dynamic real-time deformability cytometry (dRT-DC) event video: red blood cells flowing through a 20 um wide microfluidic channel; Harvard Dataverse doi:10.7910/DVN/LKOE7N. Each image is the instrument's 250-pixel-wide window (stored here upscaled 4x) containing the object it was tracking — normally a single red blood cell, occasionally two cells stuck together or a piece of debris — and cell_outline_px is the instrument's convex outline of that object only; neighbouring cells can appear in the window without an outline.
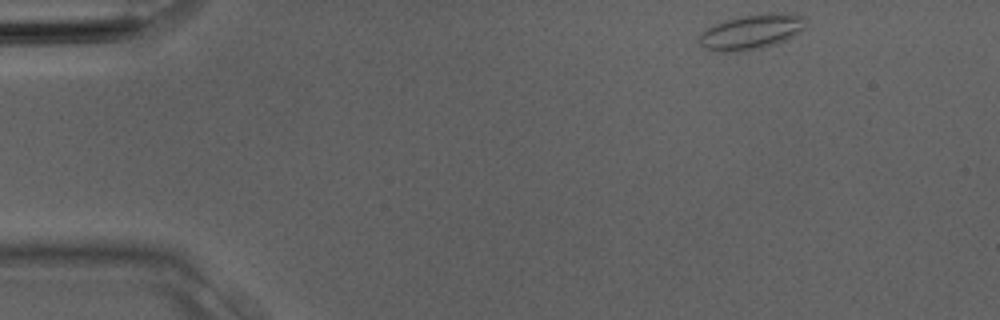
{"species": "Egyptian fruit bat (a non-hibernating species)", "species_latin": "Rousettus aegyptiacus", "temperature_condition": "room temperature", "stored_images_in_passage": 2, "camera_frame_rate_fps": 3000, "um_per_image_px": 0.085, "animal": {"sex": "male"}, "frame": {"image": 1, "passage_image": 2, "time_ms": 0.333, "image_size_px": [1000, 320], "cell_outline_px": [[808, 20], [804, 28], [800, 32], [776, 44], [760, 48], [736, 52], [720, 52], [704, 48], [700, 44], [700, 36], [708, 28], [716, 24], [728, 20], [744, 16], [768, 12], [780, 12], [804, 16]], "centroid_in_image_um": [63.94, 2.7], "position_along_channel_um": 21.1, "area_um2": 21.5}}